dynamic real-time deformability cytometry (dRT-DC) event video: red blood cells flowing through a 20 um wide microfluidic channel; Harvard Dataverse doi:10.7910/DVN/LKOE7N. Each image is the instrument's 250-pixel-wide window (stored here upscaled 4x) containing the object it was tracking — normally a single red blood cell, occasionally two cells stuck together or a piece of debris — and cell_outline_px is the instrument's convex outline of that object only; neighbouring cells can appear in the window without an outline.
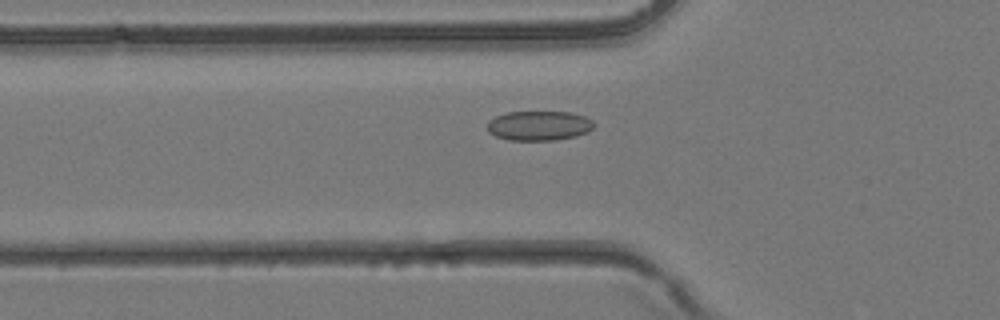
{"species": "common noctule bat (a hibernating species)", "species_latin": "Nyctalus noctula", "temperature_condition": "room temperature", "stored_images_in_passage": 35, "camera_frame_rate_fps": 3000, "um_per_image_px": 0.085, "animal": {"sex": "female", "body_mass_g": 24.6, "forearm_length_mm": 56.2}, "frame": {"image": 1, "passage_image": 9, "time_ms": 2.667, "image_size_px": [1000, 320], "cell_outline_px": [[596, 124], [588, 132], [576, 136], [556, 140], [508, 140], [496, 136], [488, 132], [488, 120], [496, 116], [508, 112], [568, 112], [584, 116], [592, 120]], "centroid_in_image_um": [45.82, 10.68], "position_along_channel_um": 80.0, "area_um2": 18.44}}
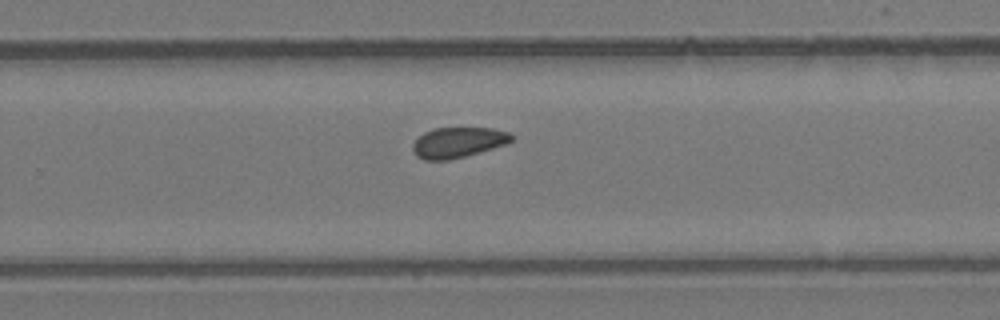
{"frame": {"image": 2, "passage_image": 21, "time_ms": 6.667, "image_size_px": [1000, 320], "cell_outline_px": [[512, 140], [504, 144], [492, 148], [464, 156], [448, 160], [424, 160], [416, 156], [412, 148], [412, 144], [424, 132], [432, 128], [492, 128], [508, 132], [512, 136]], "centroid_in_image_um": [38.88, 12.1], "position_along_channel_um": 290.9, "area_um2": 17.28}}
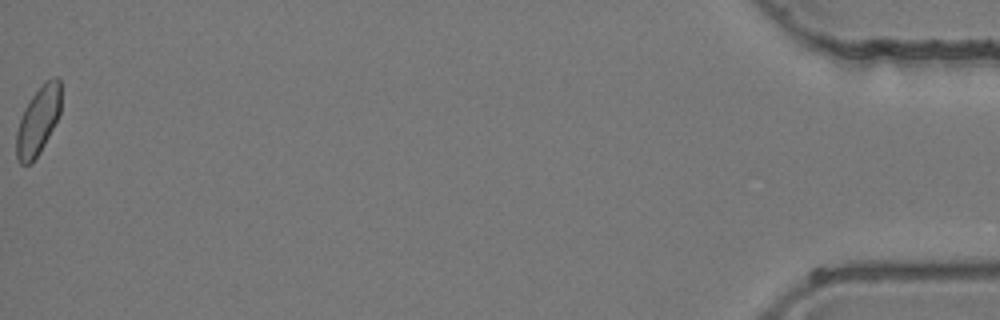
{"frame": {"image": 3, "passage_image": 35, "time_ms": 11.333, "image_size_px": [1000, 320], "cell_outline_px": [[60, 116], [40, 152], [32, 164], [20, 164], [16, 160], [16, 132], [24, 108], [32, 96], [44, 80], [56, 76], [60, 80]], "centroid_in_image_um": [3.24, 10.27], "position_along_channel_um": 432.0, "area_um2": 17.92}}